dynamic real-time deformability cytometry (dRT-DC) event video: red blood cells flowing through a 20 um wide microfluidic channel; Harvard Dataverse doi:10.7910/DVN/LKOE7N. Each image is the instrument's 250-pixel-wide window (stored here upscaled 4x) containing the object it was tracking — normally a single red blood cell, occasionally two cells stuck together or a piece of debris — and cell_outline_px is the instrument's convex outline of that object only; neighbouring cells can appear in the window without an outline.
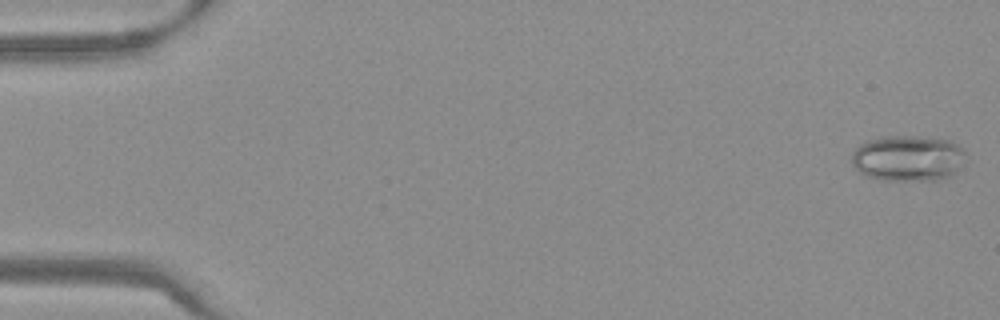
{"species": "Egyptian fruit bat (a non-hibernating species)", "species_latin": "Rousettus aegyptiacus", "temperature_condition": "warm", "stored_images_in_passage": 53, "camera_frame_rate_fps": 3000, "um_per_image_px": 0.085, "frame": {"image": 1, "passage_image": 1, "time_ms": 0.0, "image_size_px": [1000, 320], "cell_outline_px": [[964, 152], [960, 168], [952, 176], [940, 180], [880, 180], [868, 176], [860, 172], [852, 164], [852, 152], [860, 144], [868, 140], [880, 136], [916, 136], [952, 140], [964, 148]], "centroid_in_image_um": [77.19, 13.44], "position_along_channel_um": 7.8, "area_um2": 30.75}}
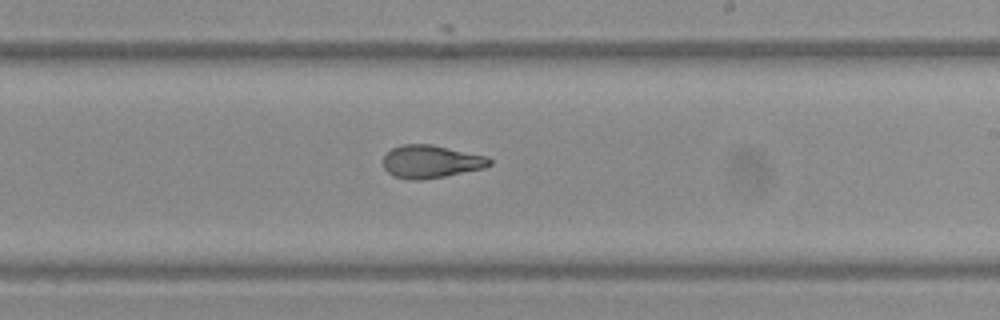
{"frame": {"image": 2, "passage_image": 32, "time_ms": 10.333, "image_size_px": [1000, 320], "cell_outline_px": [[492, 164], [484, 168], [444, 176], [420, 180], [408, 180], [392, 176], [384, 168], [384, 156], [392, 148], [400, 144], [432, 144], [488, 156], [492, 160]], "centroid_in_image_um": [36.64, 13.73], "position_along_channel_um": 252.4, "area_um2": 20.52}}
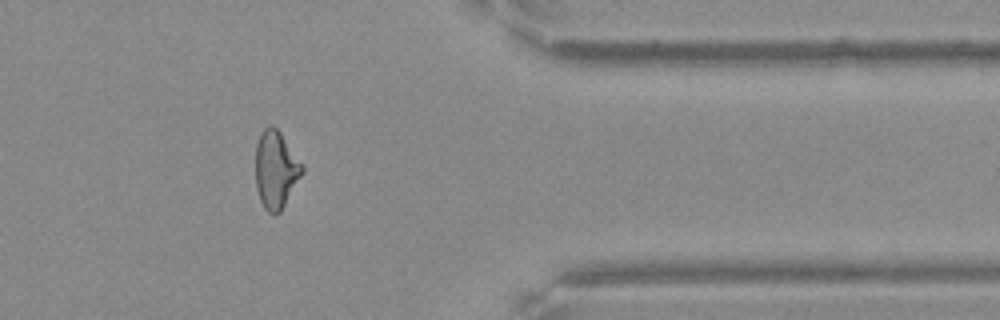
{"frame": {"image": 3, "passage_image": 44, "time_ms": 14.333, "image_size_px": [1000, 320], "cell_outline_px": [[304, 172], [280, 212], [268, 212], [264, 208], [260, 200], [256, 188], [256, 144], [260, 132], [268, 124], [272, 124], [280, 132], [304, 164]], "centroid_in_image_um": [23.45, 14.37], "position_along_channel_um": 387.9, "area_um2": 21.21}, "authors_computed_cell_mechanics": {"area_um2": 21.4438, "velocity_mm_per_s": 3.8131, "shape_relaxation_time_tau1_ms": 8.1784, "shape_relaxation_time_tau2_ms": 2.0945, "deformation_change_tau1": 0.2118, "deformation_change_tau2": 0.0967}}